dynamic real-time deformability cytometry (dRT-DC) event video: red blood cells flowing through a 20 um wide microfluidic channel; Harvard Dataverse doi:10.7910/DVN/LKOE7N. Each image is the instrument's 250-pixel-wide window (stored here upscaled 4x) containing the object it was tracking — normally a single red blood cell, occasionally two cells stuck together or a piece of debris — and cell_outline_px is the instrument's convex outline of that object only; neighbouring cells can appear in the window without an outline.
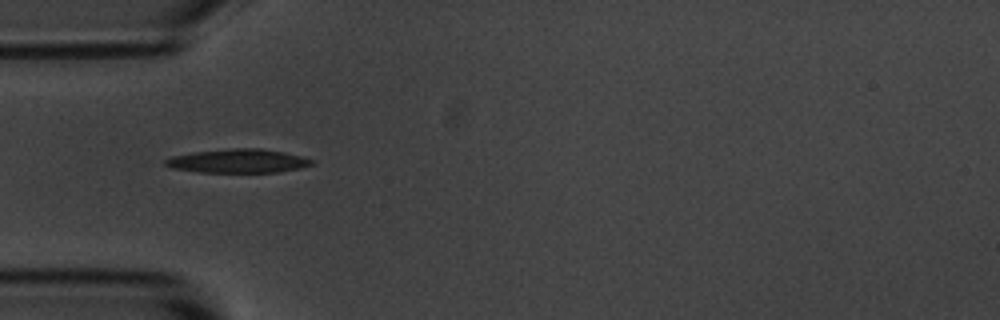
{"species": "common noctule bat (a hibernating species)", "species_latin": "Nyctalus noctula", "temperature_condition": "room temperature", "stored_images_in_passage": 7, "camera_frame_rate_fps": 3000, "um_per_image_px": 0.085, "animal": {"sex": "male", "body_mass_g": 20.1, "forearm_length_mm": 53.5}, "frame": {"image": 1, "passage_image": 3, "time_ms": 3.0, "image_size_px": [1000, 320], "cell_outline_px": [[316, 164], [300, 168], [280, 172], [200, 172], [172, 168], [164, 164], [164, 160], [172, 156], [192, 152], [232, 148], [260, 148], [284, 152], [304, 156], [316, 160]], "centroid_in_image_um": [20.31, 13.68], "position_along_channel_um": 64.7, "area_um2": 20.52}}
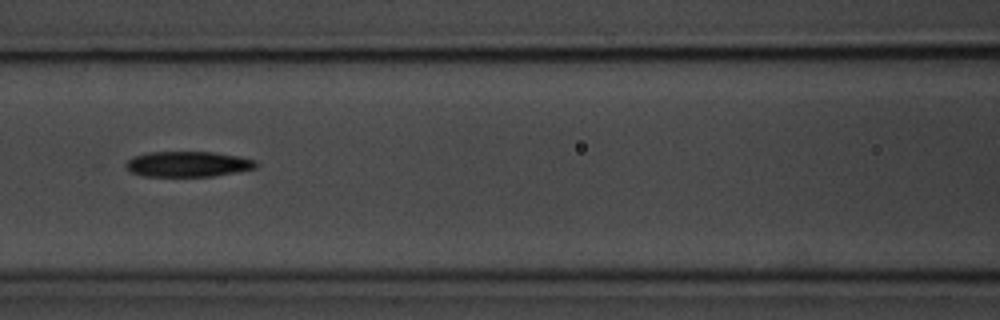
{"frame": {"image": 2, "passage_image": 5, "time_ms": 5.333, "image_size_px": [1000, 320], "cell_outline_px": [[256, 168], [216, 176], [144, 176], [132, 172], [124, 164], [132, 156], [148, 152], [212, 152], [240, 156], [256, 160]], "centroid_in_image_um": [15.98, 13.94], "position_along_channel_um": 150.6, "area_um2": 19.31}}
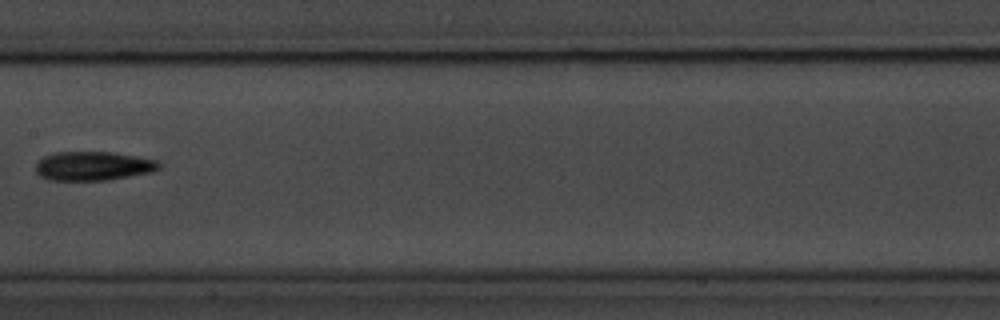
{"frame": {"image": 3, "passage_image": 6, "time_ms": 6.667, "image_size_px": [1000, 320], "cell_outline_px": [[160, 168], [152, 172], [108, 180], [48, 180], [40, 176], [36, 172], [36, 164], [44, 156], [56, 152], [112, 152], [156, 160], [160, 164]], "centroid_in_image_um": [7.91, 14.11], "position_along_channel_um": 199.5, "area_um2": 20.75}}